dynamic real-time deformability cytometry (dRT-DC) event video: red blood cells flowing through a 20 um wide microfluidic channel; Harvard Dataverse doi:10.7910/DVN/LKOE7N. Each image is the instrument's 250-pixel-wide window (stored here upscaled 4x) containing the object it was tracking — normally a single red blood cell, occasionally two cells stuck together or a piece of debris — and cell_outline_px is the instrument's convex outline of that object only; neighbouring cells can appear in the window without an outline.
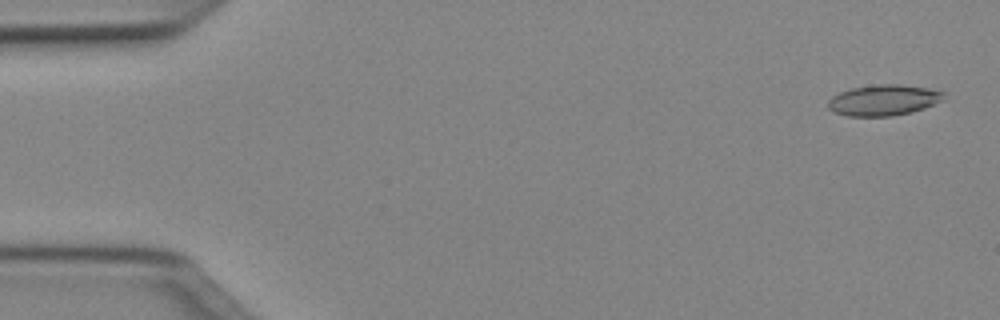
{"species": "Egyptian fruit bat (a non-hibernating species)", "species_latin": "Rousettus aegyptiacus", "temperature_condition": "cold", "stored_images_in_passage": 50, "camera_frame_rate_fps": 3000, "um_per_image_px": 0.085, "animal": {"sex": "female"}, "frame": {"image": 1, "passage_image": 2, "time_ms": 0.333, "image_size_px": [1000, 320], "cell_outline_px": [[944, 100], [924, 108], [912, 112], [892, 116], [848, 116], [832, 112], [828, 108], [828, 100], [832, 96], [840, 92], [852, 88], [880, 84], [900, 84], [928, 88], [944, 92]], "centroid_in_image_um": [75.1, 8.52], "position_along_channel_um": 9.9, "area_um2": 20.87}}
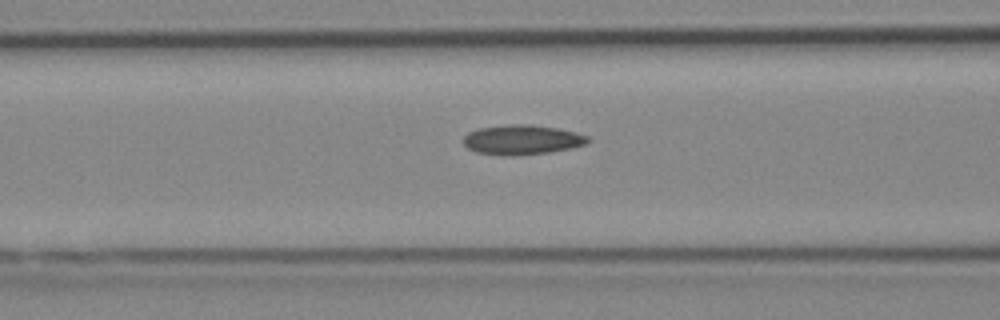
{"frame": {"image": 2, "passage_image": 20, "time_ms": 6.333, "image_size_px": [1000, 320], "cell_outline_px": [[592, 140], [584, 144], [572, 148], [548, 152], [512, 156], [476, 152], [468, 148], [464, 144], [464, 136], [468, 132], [480, 128], [512, 124], [528, 124], [556, 128], [576, 132], [588, 136]], "centroid_in_image_um": [44.39, 11.88], "position_along_channel_um": 122.2, "area_um2": 21.39}}
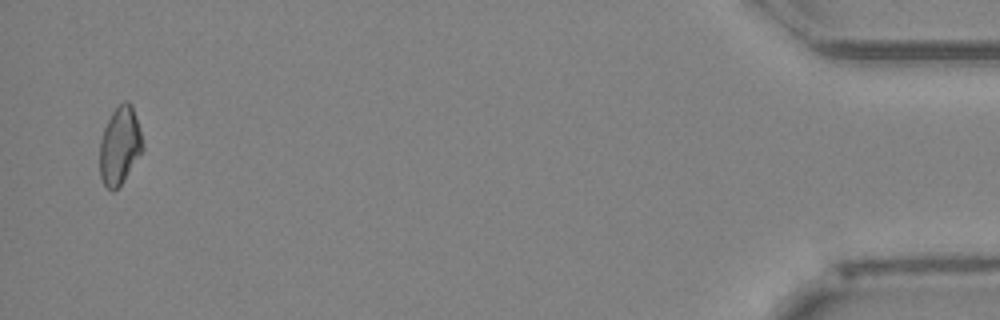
{"frame": {"image": 3, "passage_image": 49, "time_ms": 16.0, "image_size_px": [1000, 320], "cell_outline_px": [[144, 148], [124, 180], [112, 192], [104, 184], [100, 176], [100, 140], [104, 128], [112, 112], [124, 100], [128, 100], [132, 104], [144, 144]], "centroid_in_image_um": [10.18, 12.36], "position_along_channel_um": 425.0, "area_um2": 19.31}, "authors_computed_cell_mechanics": {"area_um2": 20.23, "velocity_mm_per_s": 4.0376, "shape_relaxation_time_tau1_ms": null, "shape_relaxation_time_tau2_ms": 6.8752, "deformation_change_tau1": null, "deformation_change_tau2": 0.1361}}